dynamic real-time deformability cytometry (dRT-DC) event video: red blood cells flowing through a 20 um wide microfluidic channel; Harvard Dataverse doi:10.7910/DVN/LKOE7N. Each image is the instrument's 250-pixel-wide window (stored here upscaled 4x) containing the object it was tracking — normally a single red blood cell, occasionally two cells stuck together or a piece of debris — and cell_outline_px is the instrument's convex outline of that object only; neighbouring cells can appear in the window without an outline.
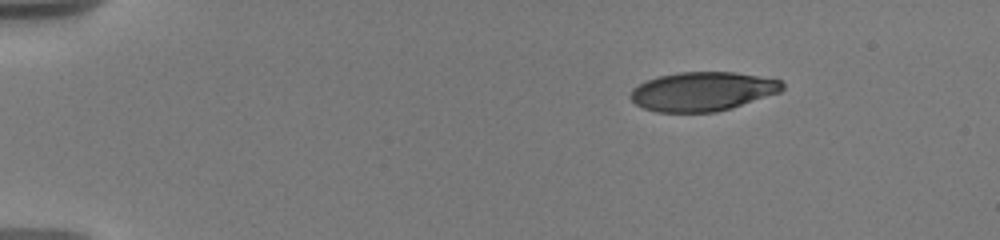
{"species": "human", "species_latin": "Homo sapiens", "temperature_condition": "warm", "stored_images_in_passage": 47, "camera_frame_rate_fps": 3000, "um_per_image_px": 0.085, "donor": {"sex": "male"}, "frame": {"image": 1, "passage_image": 1, "time_ms": 0.0, "image_size_px": [1000, 240], "cell_outline_px": [[784, 88], [780, 92], [732, 108], [716, 112], [656, 112], [644, 108], [636, 104], [628, 96], [632, 88], [656, 76], [680, 72], [736, 72], [780, 80], [784, 84]], "centroid_in_image_um": [59.7, 7.77], "position_along_channel_um": 25.3, "area_um2": 34.62}}
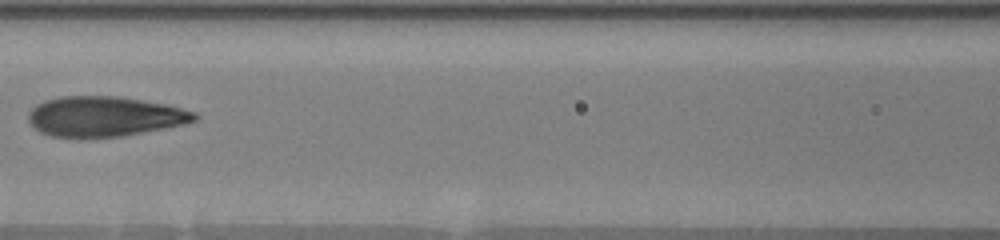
{"frame": {"image": 2, "passage_image": 19, "time_ms": 6.333, "image_size_px": [1000, 240], "cell_outline_px": [[200, 116], [196, 120], [184, 124], [164, 128], [120, 136], [52, 136], [40, 132], [28, 120], [28, 112], [36, 104], [44, 100], [60, 96], [120, 96], [164, 104], [196, 112]], "centroid_in_image_um": [8.88, 9.87], "position_along_channel_um": 157.7, "area_um2": 38.38}}
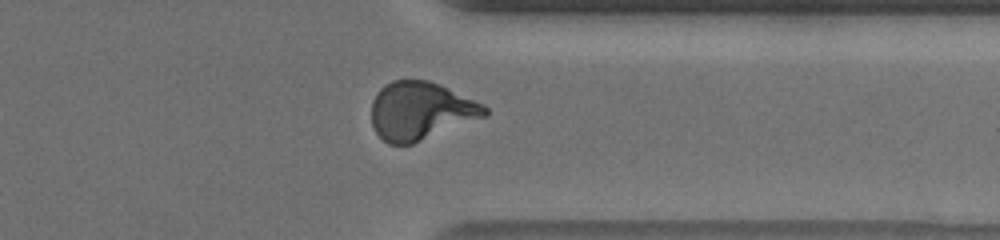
{"frame": {"image": 3, "passage_image": 37, "time_ms": 12.333, "image_size_px": [1000, 240], "cell_outline_px": [[488, 116], [412, 144], [388, 144], [376, 132], [372, 124], [372, 100], [376, 92], [384, 84], [392, 80], [428, 80], [440, 84], [484, 104], [488, 108]], "centroid_in_image_um": [35.77, 9.42], "position_along_channel_um": 375.6, "area_um2": 38.55}, "authors_computed_cell_mechanics": {"area_um2": 37.9168, "velocity_mm_per_s": 3.6403, "shape_relaxation_time_tau1_ms": 5.4542, "shape_relaxation_time_tau2_ms": 1.0412, "deformation_change_tau1": 0.2428, "deformation_change_tau2": 0.086}}